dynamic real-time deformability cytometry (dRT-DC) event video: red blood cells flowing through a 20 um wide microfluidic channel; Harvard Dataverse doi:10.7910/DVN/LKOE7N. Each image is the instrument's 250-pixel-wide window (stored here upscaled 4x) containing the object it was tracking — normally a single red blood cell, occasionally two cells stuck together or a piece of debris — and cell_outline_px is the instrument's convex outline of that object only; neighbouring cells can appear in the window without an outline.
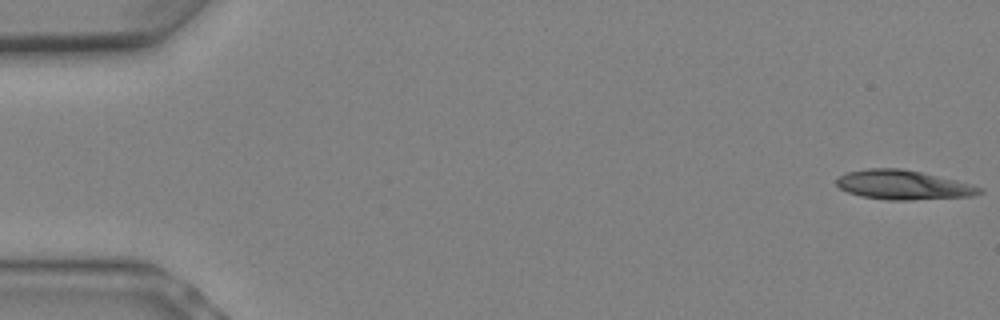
{"species": "Egyptian fruit bat (a non-hibernating species)", "species_latin": "Rousettus aegyptiacus", "temperature_condition": "warm", "stored_images_in_passage": 6, "camera_frame_rate_fps": 3000, "um_per_image_px": 0.085, "animal": {"sex": "female"}, "frame": {"image": 1, "passage_image": 1, "time_ms": 0.0, "image_size_px": [1000, 320], "cell_outline_px": [[984, 192], [972, 196], [912, 200], [888, 200], [860, 196], [848, 192], [840, 188], [836, 184], [836, 180], [840, 176], [848, 172], [868, 168], [900, 168], [924, 172], [972, 184], [984, 188]], "centroid_in_image_um": [76.81, 15.72], "position_along_channel_um": 8.2, "area_um2": 24.62}}